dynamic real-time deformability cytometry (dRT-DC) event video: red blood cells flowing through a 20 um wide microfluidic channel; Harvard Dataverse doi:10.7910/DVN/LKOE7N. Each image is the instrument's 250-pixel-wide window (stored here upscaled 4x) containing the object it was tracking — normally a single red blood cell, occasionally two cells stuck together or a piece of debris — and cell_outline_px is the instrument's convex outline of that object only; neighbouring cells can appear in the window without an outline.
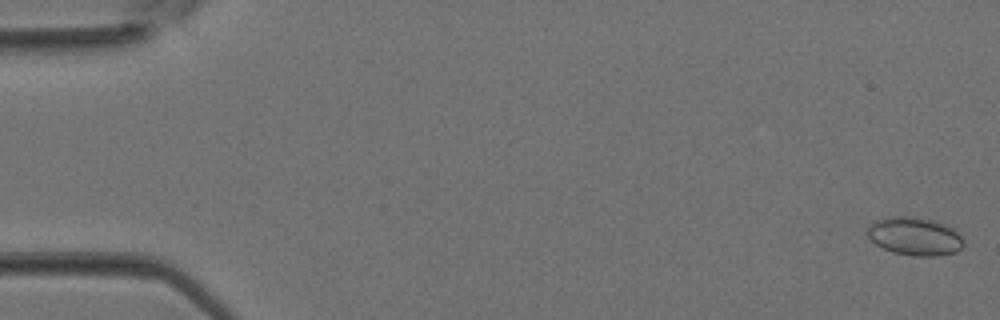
{"species": "Egyptian fruit bat (a non-hibernating species)", "species_latin": "Rousettus aegyptiacus", "temperature_condition": "room temperature", "stored_images_in_passage": 5, "camera_frame_rate_fps": 3000, "um_per_image_px": 0.085, "animal": {"sex": "female"}, "frame": {"image": 1, "passage_image": 1, "time_ms": 0.0, "image_size_px": [1000, 320], "cell_outline_px": [[964, 244], [956, 252], [940, 256], [912, 256], [892, 252], [876, 244], [868, 236], [868, 224], [884, 216], [916, 216], [932, 220], [944, 224], [960, 232], [964, 236]], "centroid_in_image_um": [77.78, 20.07], "position_along_channel_um": 7.2, "area_um2": 21.79}}
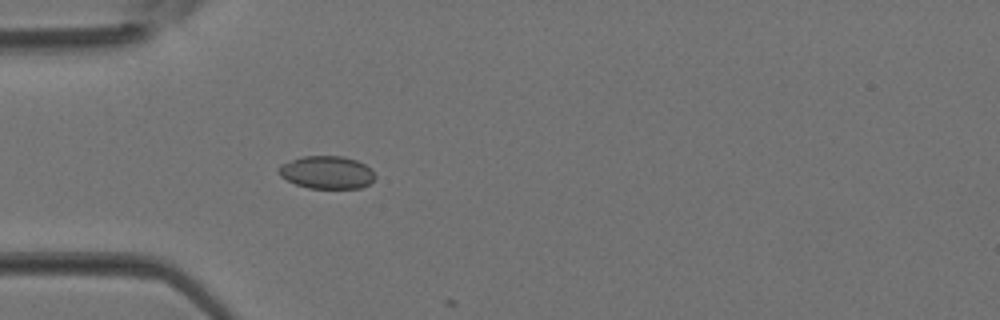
{"frame": {"image": 2, "passage_image": 4, "time_ms": 1.0, "image_size_px": [1000, 320], "cell_outline_px": [[376, 176], [368, 184], [360, 188], [308, 188], [296, 184], [280, 176], [280, 164], [304, 156], [344, 156], [356, 160], [372, 168]], "centroid_in_image_um": [27.81, 14.65], "position_along_channel_um": 57.2, "area_um2": 18.26}}